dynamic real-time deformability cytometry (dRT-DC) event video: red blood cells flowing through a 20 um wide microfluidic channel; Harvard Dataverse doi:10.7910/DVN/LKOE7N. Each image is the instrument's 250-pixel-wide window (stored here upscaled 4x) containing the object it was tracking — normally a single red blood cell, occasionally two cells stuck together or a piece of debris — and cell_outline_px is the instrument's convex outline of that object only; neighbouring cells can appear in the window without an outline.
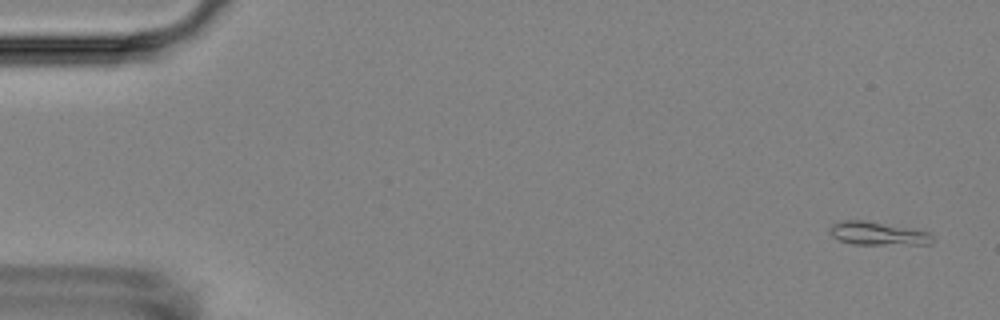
{"species": "Egyptian fruit bat (a non-hibernating species)", "species_latin": "Rousettus aegyptiacus", "temperature_condition": "room temperature", "stored_images_in_passage": 5, "camera_frame_rate_fps": 3000, "um_per_image_px": 0.085, "animal": {"sex": "female"}, "frame": {"image": 1, "passage_image": 1, "time_ms": 0.0, "image_size_px": [1000, 320], "cell_outline_px": [[932, 244], [856, 244], [840, 240], [832, 236], [828, 228], [832, 224], [840, 220], [864, 220], [928, 232], [932, 236]], "centroid_in_image_um": [74.55, 19.84], "position_along_channel_um": 10.4, "area_um2": 13.64}}